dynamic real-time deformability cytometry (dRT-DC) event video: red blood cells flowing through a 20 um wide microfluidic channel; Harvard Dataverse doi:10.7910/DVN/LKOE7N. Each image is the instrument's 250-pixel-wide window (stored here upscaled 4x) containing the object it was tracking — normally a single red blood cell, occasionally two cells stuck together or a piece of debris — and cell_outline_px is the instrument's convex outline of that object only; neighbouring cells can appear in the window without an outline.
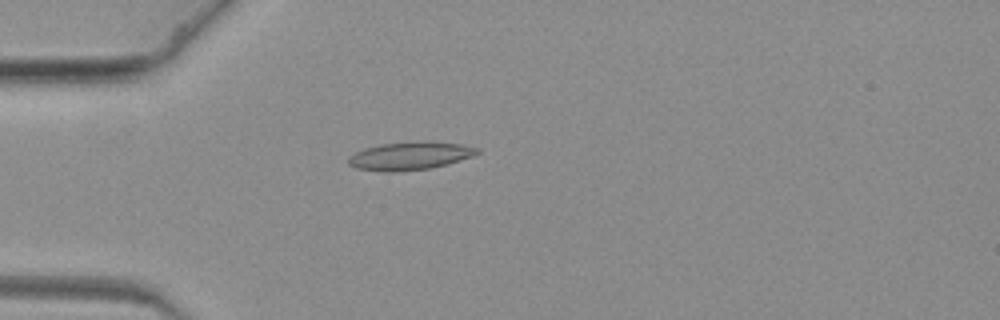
{"species": "common noctule bat (a hibernating species)", "species_latin": "Nyctalus noctula", "temperature_condition": "warm", "stored_images_in_passage": 49, "camera_frame_rate_fps": 3000, "um_per_image_px": 0.085, "animal": {"sex": "female", "body_mass_g": 19.3, "forearm_length_mm": 54.1}, "frame": {"image": 1, "passage_image": 4, "time_ms": 1.0, "image_size_px": [1000, 320], "cell_outline_px": [[480, 152], [472, 156], [448, 164], [428, 168], [396, 172], [384, 172], [356, 168], [348, 164], [348, 156], [364, 148], [380, 144], [424, 140], [428, 140], [464, 144], [480, 148]], "centroid_in_image_um": [34.86, 13.23], "position_along_channel_um": 50.1, "area_um2": 21.39}}
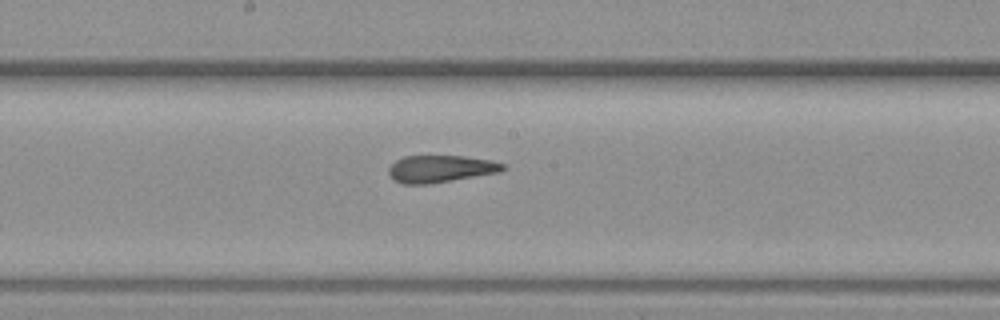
{"frame": {"image": 2, "passage_image": 20, "time_ms": 6.333, "image_size_px": [1000, 320], "cell_outline_px": [[508, 168], [500, 172], [428, 184], [404, 184], [396, 180], [388, 172], [388, 168], [396, 160], [404, 156], [464, 156], [492, 160], [504, 164]], "centroid_in_image_um": [37.48, 14.34], "position_along_channel_um": 210.7, "area_um2": 17.98}}
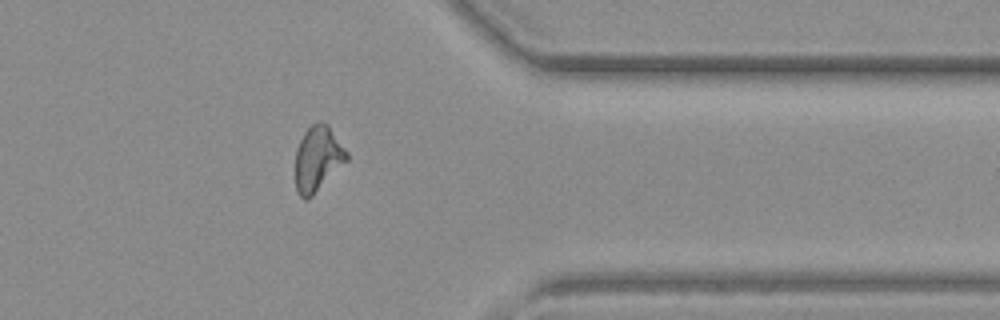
{"frame": {"image": 3, "passage_image": 37, "time_ms": 12.0, "image_size_px": [1000, 320], "cell_outline_px": [[348, 160], [308, 200], [304, 200], [300, 196], [296, 188], [296, 148], [304, 132], [312, 124], [320, 120], [328, 124], [348, 152]], "centroid_in_image_um": [27.02, 13.47], "position_along_channel_um": 384.4, "area_um2": 19.54}}